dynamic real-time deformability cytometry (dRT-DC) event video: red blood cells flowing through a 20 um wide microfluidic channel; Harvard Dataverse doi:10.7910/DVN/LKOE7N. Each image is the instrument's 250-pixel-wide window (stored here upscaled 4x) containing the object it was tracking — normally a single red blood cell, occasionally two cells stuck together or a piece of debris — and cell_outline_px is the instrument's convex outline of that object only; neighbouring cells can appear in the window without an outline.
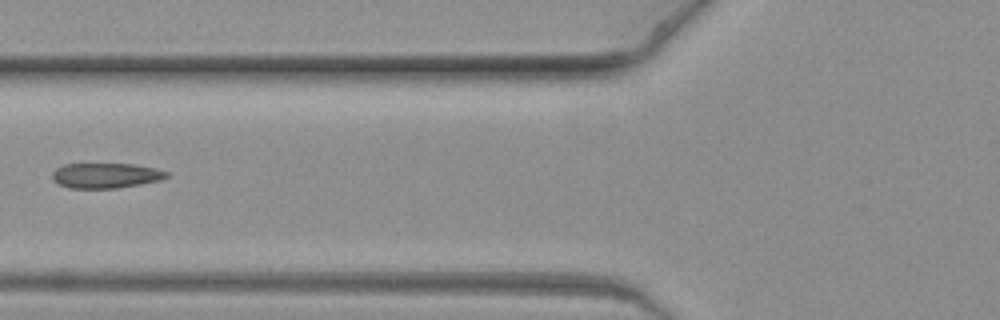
{"species": "common noctule bat (a hibernating species)", "species_latin": "Nyctalus noctula", "temperature_condition": "warm", "stored_images_in_passage": 8, "camera_frame_rate_fps": 3000, "um_per_image_px": 0.085, "animal": {"sex": "female", "body_mass_g": 19.3, "forearm_length_mm": 54.1}, "frame": {"image": 1, "passage_image": 6, "time_ms": 1.667, "image_size_px": [1000, 320], "cell_outline_px": [[168, 176], [160, 180], [140, 184], [116, 188], [68, 188], [52, 180], [52, 172], [56, 168], [64, 164], [132, 164], [156, 168], [168, 172]], "centroid_in_image_um": [8.97, 14.92], "position_along_channel_um": 116.8, "area_um2": 16.7}}
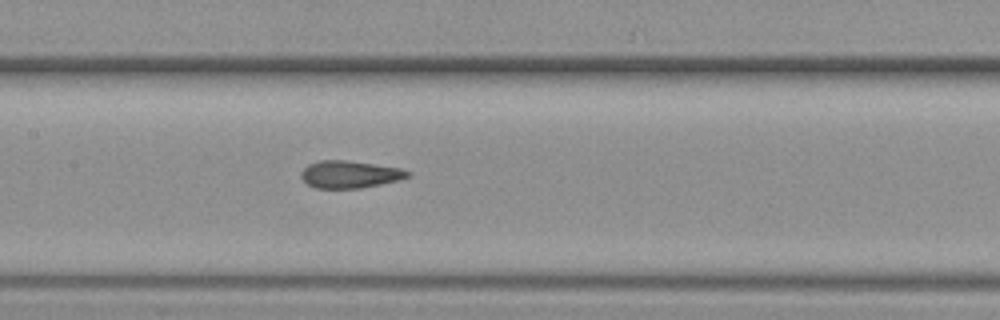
{"frame": {"image": 2, "passage_image": 8, "time_ms": 2.333, "image_size_px": [1000, 320], "cell_outline_px": [[412, 176], [400, 180], [360, 188], [316, 188], [308, 184], [300, 176], [300, 172], [308, 164], [320, 160], [344, 160], [400, 168], [412, 172]], "centroid_in_image_um": [29.75, 14.82], "position_along_channel_um": 177.7, "area_um2": 16.94}}